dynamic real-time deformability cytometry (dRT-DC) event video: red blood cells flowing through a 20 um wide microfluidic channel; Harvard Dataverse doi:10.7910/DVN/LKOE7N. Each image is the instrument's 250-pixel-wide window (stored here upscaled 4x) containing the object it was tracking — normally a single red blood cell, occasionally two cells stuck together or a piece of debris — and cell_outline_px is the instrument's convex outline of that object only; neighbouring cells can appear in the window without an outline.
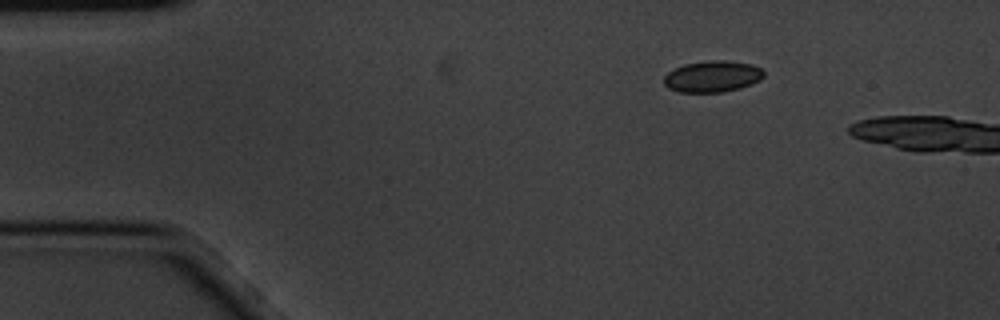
{"species": "common noctule bat (a hibernating species)", "species_latin": "Nyctalus noctula", "temperature_condition": "cold", "stored_images_in_passage": 2, "camera_frame_rate_fps": 3000, "um_per_image_px": 0.085, "animal": {"sex": "male", "body_mass_g": 20.1, "forearm_length_mm": 53.5}, "frame": {"image": 1, "passage_image": 1, "time_ms": 0.0, "image_size_px": [1000, 320], "cell_outline_px": [[764, 76], [760, 80], [752, 84], [740, 88], [724, 92], [680, 92], [668, 88], [664, 84], [664, 76], [668, 72], [684, 64], [708, 60], [724, 60], [752, 64], [760, 68], [764, 72]], "centroid_in_image_um": [60.57, 6.5], "position_along_channel_um": 24.4, "area_um2": 18.32}}